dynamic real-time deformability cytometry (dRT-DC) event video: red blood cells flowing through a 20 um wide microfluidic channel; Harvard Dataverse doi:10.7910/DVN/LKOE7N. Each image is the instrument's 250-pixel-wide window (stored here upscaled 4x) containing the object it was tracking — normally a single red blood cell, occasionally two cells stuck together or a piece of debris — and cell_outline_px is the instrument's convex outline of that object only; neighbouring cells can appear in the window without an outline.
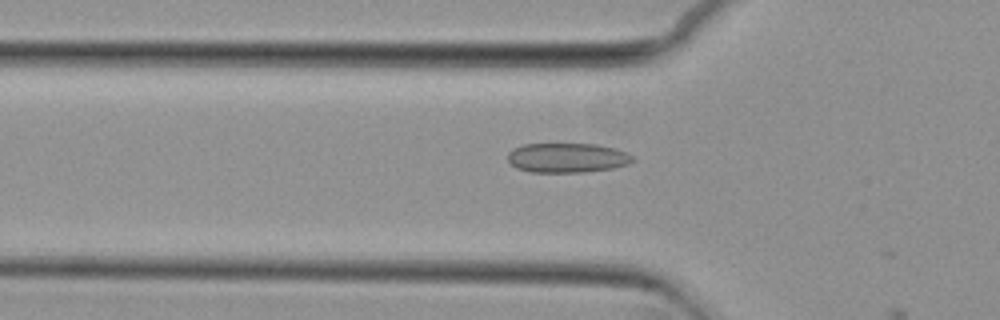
{"species": "common noctule bat (a hibernating species)", "species_latin": "Nyctalus noctula", "temperature_condition": "cold", "stored_images_in_passage": 19, "camera_frame_rate_fps": 3000, "um_per_image_px": 0.085, "animal": {"sex": "female", "body_mass_g": 29.2, "forearm_length_mm": 56.3}, "frame": {"image": 1, "passage_image": 18, "time_ms": 5.667, "image_size_px": [1000, 320], "cell_outline_px": [[636, 160], [628, 164], [612, 168], [584, 172], [532, 172], [516, 168], [508, 160], [508, 152], [512, 148], [524, 144], [596, 144], [616, 148], [628, 152]], "centroid_in_image_um": [48.23, 13.4], "position_along_channel_um": 77.6, "area_um2": 21.68}}